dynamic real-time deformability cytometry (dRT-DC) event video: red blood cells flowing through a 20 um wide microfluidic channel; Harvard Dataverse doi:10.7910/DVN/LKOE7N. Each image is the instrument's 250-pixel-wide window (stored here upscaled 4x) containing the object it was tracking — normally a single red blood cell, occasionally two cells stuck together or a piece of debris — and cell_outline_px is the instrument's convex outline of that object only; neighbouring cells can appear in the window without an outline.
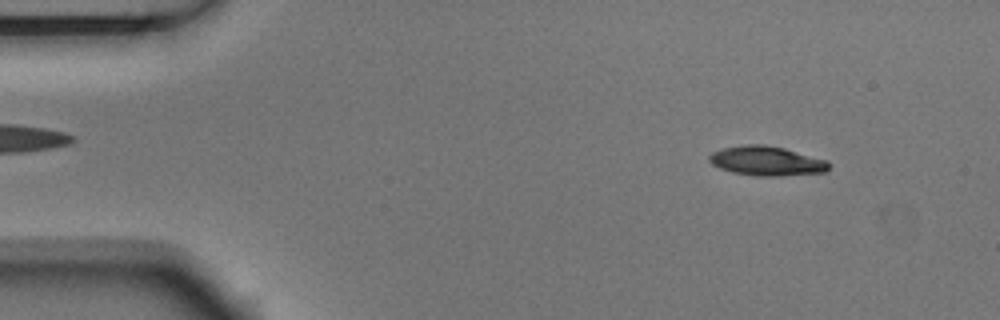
{"species": "Egyptian fruit bat (a non-hibernating species)", "species_latin": "Rousettus aegyptiacus", "temperature_condition": "room temperature", "stored_images_in_passage": 6, "camera_frame_rate_fps": 3000, "um_per_image_px": 0.085, "animal": {"sex": "male"}, "frame": {"image": 1, "passage_image": 1, "time_ms": 0.0, "image_size_px": [1000, 320], "cell_outline_px": [[828, 172], [780, 176], [756, 176], [732, 172], [720, 168], [712, 164], [708, 160], [708, 156], [712, 152], [724, 148], [744, 144], [764, 144], [784, 148], [828, 160]], "centroid_in_image_um": [65.16, 13.68], "position_along_channel_um": 19.8, "area_um2": 20.63}}
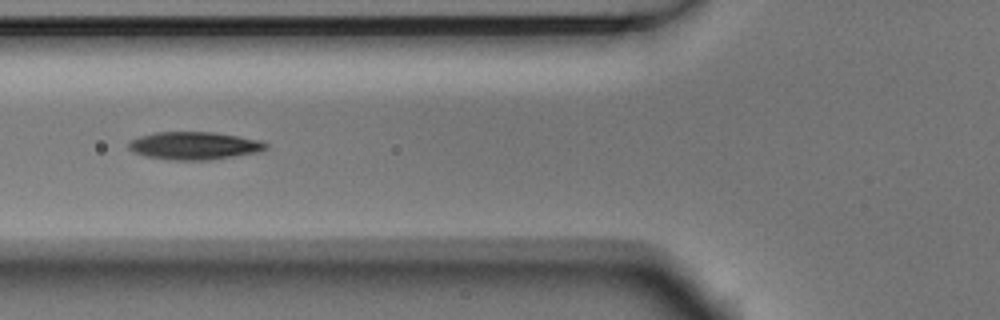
{"frame": {"image": 2, "passage_image": 5, "time_ms": 1.333, "image_size_px": [1000, 320], "cell_outline_px": [[268, 148], [260, 152], [208, 160], [168, 160], [144, 156], [132, 152], [128, 148], [128, 144], [132, 140], [140, 136], [156, 132], [212, 132], [260, 140], [268, 144]], "centroid_in_image_um": [16.5, 12.39], "position_along_channel_um": 109.3, "area_um2": 22.25}}
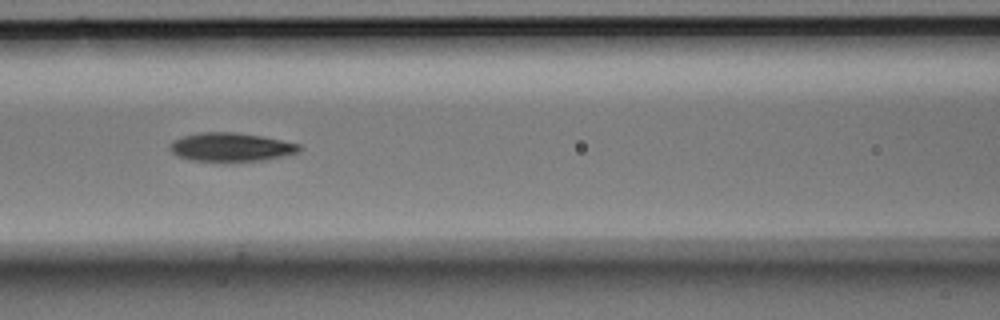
{"frame": {"image": 3, "passage_image": 6, "time_ms": 1.667, "image_size_px": [1000, 320], "cell_outline_px": [[300, 152], [268, 160], [192, 160], [176, 156], [172, 152], [172, 140], [184, 136], [200, 132], [236, 132], [264, 136], [300, 144]], "centroid_in_image_um": [19.68, 12.48], "position_along_channel_um": 146.9, "area_um2": 21.33}}